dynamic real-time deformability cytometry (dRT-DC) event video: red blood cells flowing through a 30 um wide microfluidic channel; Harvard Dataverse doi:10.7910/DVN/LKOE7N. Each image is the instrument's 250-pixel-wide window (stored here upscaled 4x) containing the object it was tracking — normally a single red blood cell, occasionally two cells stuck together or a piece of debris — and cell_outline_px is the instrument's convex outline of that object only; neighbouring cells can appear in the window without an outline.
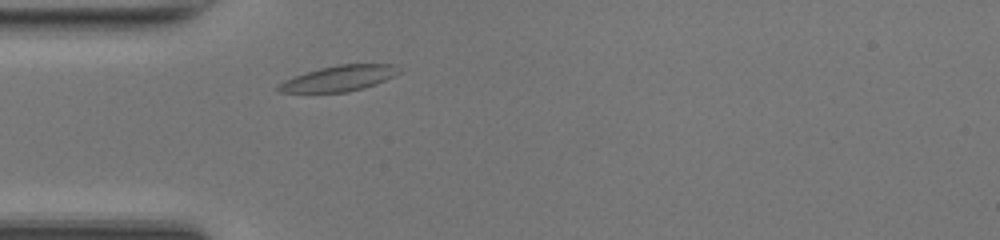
{"species": "common noctule bat (a hibernating species)", "species_latin": "Nyctalus noctula", "temperature_condition": "room temperature", "stored_images_in_passage": 37, "camera_frame_rate_fps": 3000, "um_per_image_px": 0.085, "animal": {"sex": "female", "body_mass_g": 17.0, "forearm_length_mm": 48.0}, "frame": {"image": 1, "passage_image": 2, "time_ms": 0.333, "image_size_px": [1000, 240], "cell_outline_px": [[400, 72], [376, 84], [364, 88], [348, 92], [276, 92], [276, 88], [284, 80], [320, 68], [336, 64], [396, 64]], "centroid_in_image_um": [28.82, 6.66], "position_along_channel_um": 56.2, "area_um2": 17.8}}
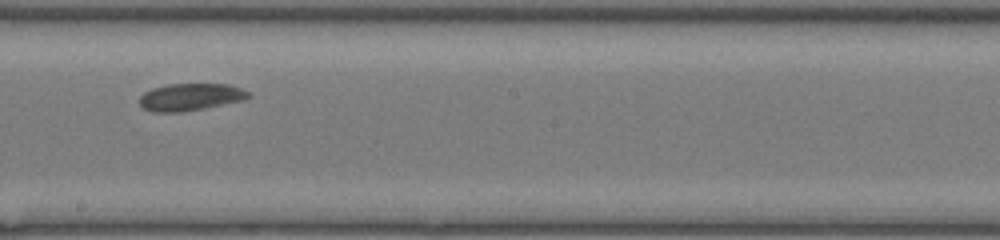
{"frame": {"image": 2, "passage_image": 15, "time_ms": 4.667, "image_size_px": [1000, 240], "cell_outline_px": [[252, 96], [244, 100], [204, 108], [180, 112], [152, 112], [144, 108], [140, 104], [140, 96], [144, 92], [152, 88], [168, 84], [228, 84], [252, 92]], "centroid_in_image_um": [16.21, 8.24], "position_along_channel_um": 232.0, "area_um2": 17.34}}
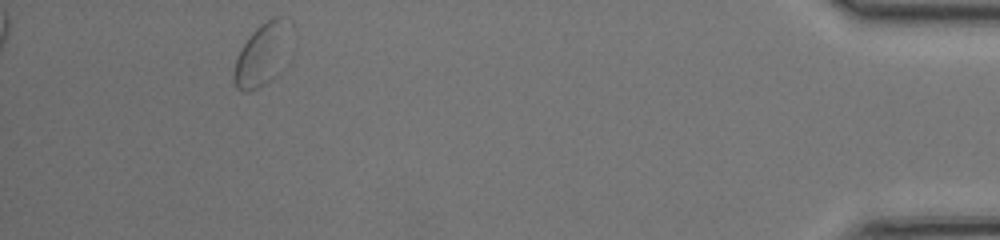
{"frame": {"image": 3, "passage_image": 33, "time_ms": 10.667, "image_size_px": [1000, 240], "cell_outline_px": [[292, 24], [272, 76], [268, 80], [256, 88], [248, 92], [244, 92], [236, 88], [232, 80], [232, 72], [236, 60], [244, 44], [252, 32], [260, 24], [272, 16], [288, 16], [292, 20]], "centroid_in_image_um": [22.18, 4.55], "position_along_channel_um": 413.0, "area_um2": 19.42}, "authors_computed_cell_mechanics": {"area_um2": 17.629, "velocity_mm_per_s": 4.1688, "shape_relaxation_time_tau1_ms": 1.2798, "shape_relaxation_time_tau2_ms": 1.7704, "deformation_change_tau1": 0.0546, "deformation_change_tau2": 0.0556}}